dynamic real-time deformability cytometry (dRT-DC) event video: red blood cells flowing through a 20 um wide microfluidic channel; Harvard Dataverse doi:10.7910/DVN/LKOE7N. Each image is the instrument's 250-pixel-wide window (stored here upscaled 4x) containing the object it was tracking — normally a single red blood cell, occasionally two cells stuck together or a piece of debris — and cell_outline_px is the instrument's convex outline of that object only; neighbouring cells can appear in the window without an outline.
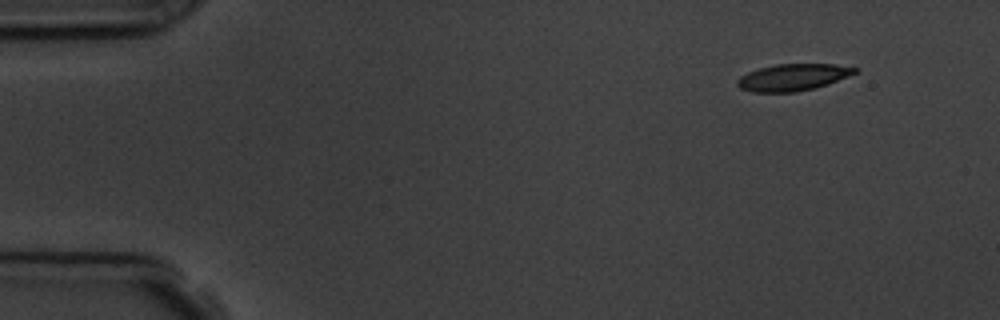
{"species": "common noctule bat (a hibernating species)", "species_latin": "Nyctalus noctula", "temperature_condition": "room temperature", "stored_images_in_passage": 4, "camera_frame_rate_fps": 3000, "um_per_image_px": 0.085, "animal": {"sex": "male", "body_mass_g": 19.5, "forearm_length_mm": 54.6}, "frame": {"image": 1, "passage_image": 1, "time_ms": 0.0, "image_size_px": [1000, 320], "cell_outline_px": [[860, 68], [856, 72], [828, 84], [816, 88], [796, 92], [752, 92], [740, 88], [736, 84], [736, 80], [740, 76], [748, 72], [760, 68], [776, 64], [836, 64]], "centroid_in_image_um": [67.38, 6.57], "position_along_channel_um": 17.6, "area_um2": 18.38}}